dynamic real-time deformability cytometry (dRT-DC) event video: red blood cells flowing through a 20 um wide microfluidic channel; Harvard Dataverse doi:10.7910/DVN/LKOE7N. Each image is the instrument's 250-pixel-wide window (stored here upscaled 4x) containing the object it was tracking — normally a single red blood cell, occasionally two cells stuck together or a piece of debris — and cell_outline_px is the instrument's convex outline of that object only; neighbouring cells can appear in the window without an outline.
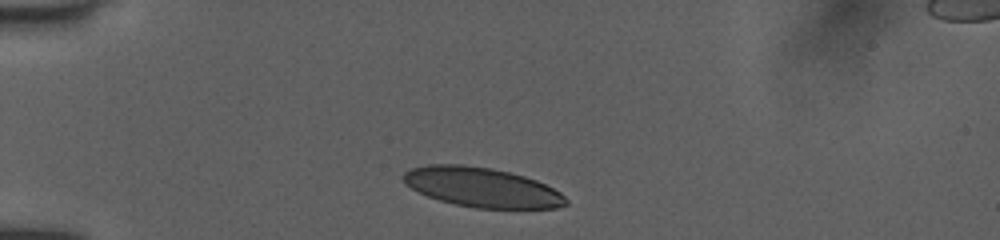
{"species": "human", "species_latin": "Homo sapiens", "temperature_condition": "room temperature", "stored_images_in_passage": 33, "camera_frame_rate_fps": 3000, "um_per_image_px": 0.085, "donor": {"sex": "female"}, "frame": {"image": 1, "passage_image": 1, "time_ms": 0.0, "image_size_px": [1000, 240], "cell_outline_px": [[568, 204], [556, 208], [476, 208], [456, 204], [440, 200], [428, 196], [404, 184], [404, 172], [412, 168], [428, 164], [464, 164], [492, 168], [524, 176], [536, 180], [560, 192], [568, 200]], "centroid_in_image_um": [40.96, 15.91], "position_along_channel_um": 44.0, "area_um2": 37.28}}
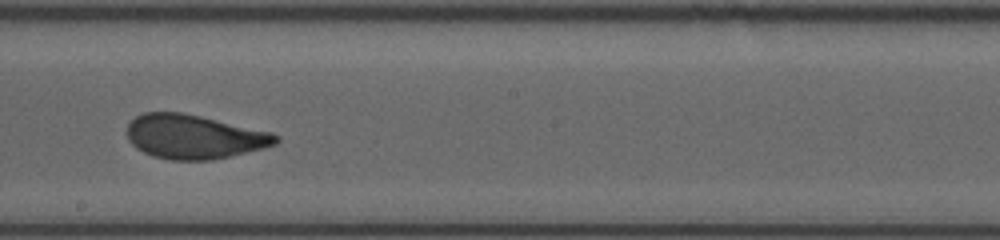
{"frame": {"image": 2, "passage_image": 18, "time_ms": 5.667, "image_size_px": [1000, 240], "cell_outline_px": [[280, 140], [276, 144], [264, 148], [212, 160], [172, 160], [152, 156], [136, 148], [128, 140], [128, 124], [136, 116], [144, 112], [180, 112], [200, 116], [272, 132], [280, 136]], "centroid_in_image_um": [16.5, 11.62], "position_along_channel_um": 231.7, "area_um2": 38.21}}
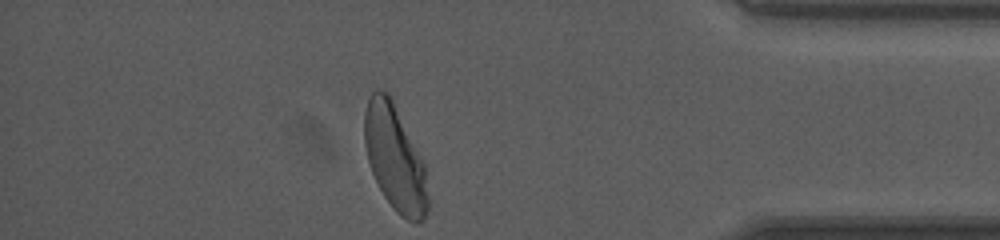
{"frame": {"image": 3, "passage_image": 33, "time_ms": 10.667, "image_size_px": [1000, 240], "cell_outline_px": [[428, 212], [416, 224], [400, 216], [392, 208], [384, 196], [372, 172], [368, 160], [364, 144], [364, 112], [368, 100], [372, 92], [376, 88], [380, 88], [388, 92], [424, 164], [428, 196]], "centroid_in_image_um": [33.54, 13.44], "position_along_channel_um": 401.7, "area_um2": 38.73}, "authors_computed_cell_mechanics": {"area_um2": 38.7838, "velocity_mm_per_s": 3.9807, "shape_relaxation_time_tau1_ms": 4.95, "shape_relaxation_time_tau2_ms": 0.7638, "deformation_change_tau1": 0.1598, "deformation_change_tau2": 0.0648}}